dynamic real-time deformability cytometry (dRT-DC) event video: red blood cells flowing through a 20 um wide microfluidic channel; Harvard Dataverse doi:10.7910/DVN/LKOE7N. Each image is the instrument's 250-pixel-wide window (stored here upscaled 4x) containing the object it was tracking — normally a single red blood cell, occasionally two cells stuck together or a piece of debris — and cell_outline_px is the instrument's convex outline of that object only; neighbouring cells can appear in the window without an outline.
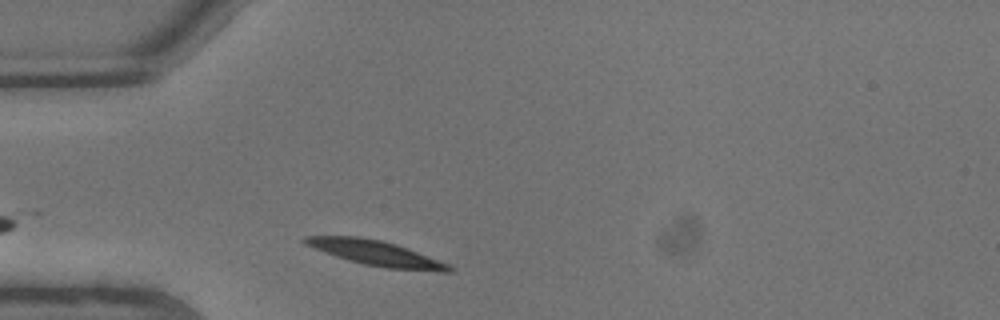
{"species": "common noctule bat (a hibernating species)", "species_latin": "Nyctalus noctula", "temperature_condition": "warm", "stored_images_in_passage": 4, "camera_frame_rate_fps": 3000, "um_per_image_px": 0.085, "animal": {"sex": "male", "body_mass_g": 13.3}, "frame": {"image": 1, "passage_image": 1, "time_ms": 0.0, "image_size_px": [1000, 320], "cell_outline_px": [[456, 268], [452, 272], [444, 272], [388, 268], [364, 264], [336, 256], [304, 244], [300, 240], [304, 236], [360, 236], [380, 240], [396, 244], [448, 264]], "centroid_in_image_um": [31.95, 21.51], "position_along_channel_um": 53.1, "area_um2": 20.75}}
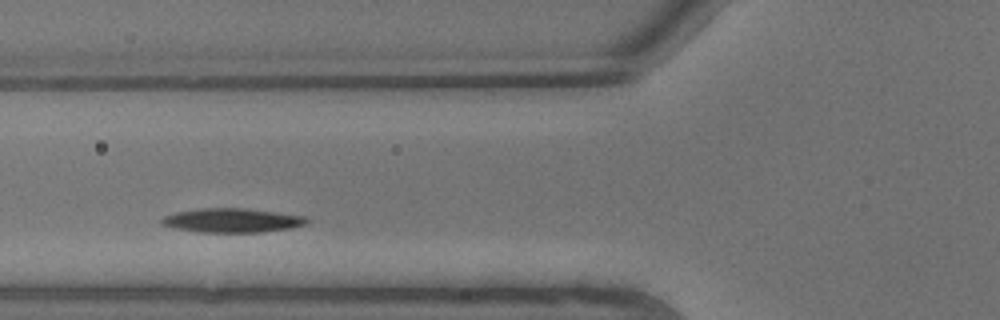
{"frame": {"image": 2, "passage_image": 3, "time_ms": 0.667, "image_size_px": [1000, 320], "cell_outline_px": [[312, 220], [308, 224], [292, 228], [260, 232], [200, 232], [172, 228], [160, 224], [160, 220], [164, 216], [172, 212], [196, 208], [244, 208], [276, 212], [304, 216]], "centroid_in_image_um": [19.7, 18.73], "position_along_channel_um": 106.1, "area_um2": 20.75}}
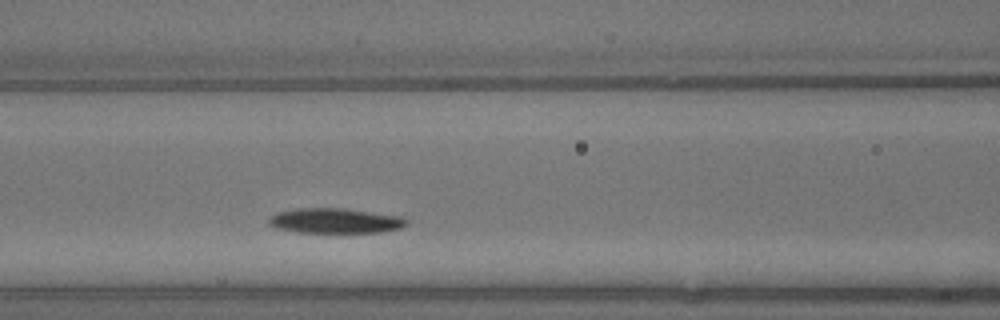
{"frame": {"image": 3, "passage_image": 4, "time_ms": 1.0, "image_size_px": [1000, 320], "cell_outline_px": [[408, 224], [400, 228], [380, 232], [300, 232], [276, 228], [268, 224], [268, 220], [272, 216], [280, 212], [296, 208], [340, 208], [400, 216], [408, 220]], "centroid_in_image_um": [28.49, 18.76], "position_along_channel_um": 138.1, "area_um2": 19.77}}